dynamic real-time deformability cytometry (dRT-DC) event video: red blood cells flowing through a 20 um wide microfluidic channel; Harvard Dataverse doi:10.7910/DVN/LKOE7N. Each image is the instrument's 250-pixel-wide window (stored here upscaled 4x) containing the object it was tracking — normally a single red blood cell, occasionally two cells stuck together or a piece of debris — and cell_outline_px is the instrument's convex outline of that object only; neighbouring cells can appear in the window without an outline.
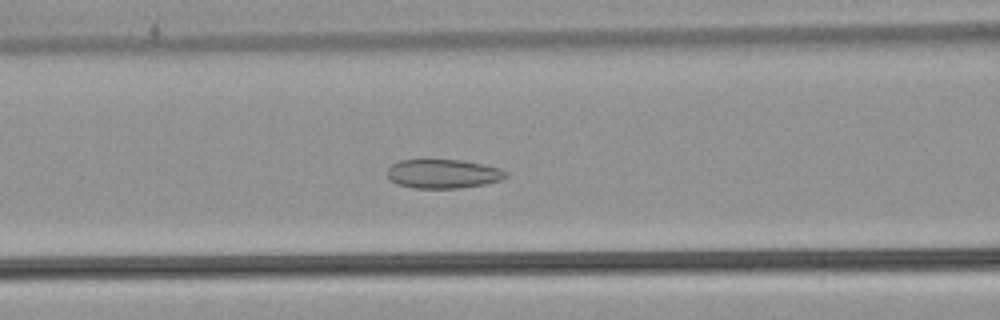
{"species": "common noctule bat (a hibernating species)", "species_latin": "Nyctalus noctula", "temperature_condition": "warm", "stored_images_in_passage": 54, "camera_frame_rate_fps": 3000, "um_per_image_px": 0.085, "animal": {"sex": "male", "body_mass_g": 21.5, "forearm_length_mm": 52.0}, "frame": {"image": 1, "passage_image": 23, "time_ms": 7.333, "image_size_px": [1000, 320], "cell_outline_px": [[508, 176], [500, 180], [484, 184], [460, 188], [412, 188], [396, 184], [388, 180], [388, 168], [392, 164], [400, 160], [460, 160], [484, 164], [500, 168], [508, 172]], "centroid_in_image_um": [37.66, 14.78], "position_along_channel_um": 128.9, "area_um2": 20.17}}
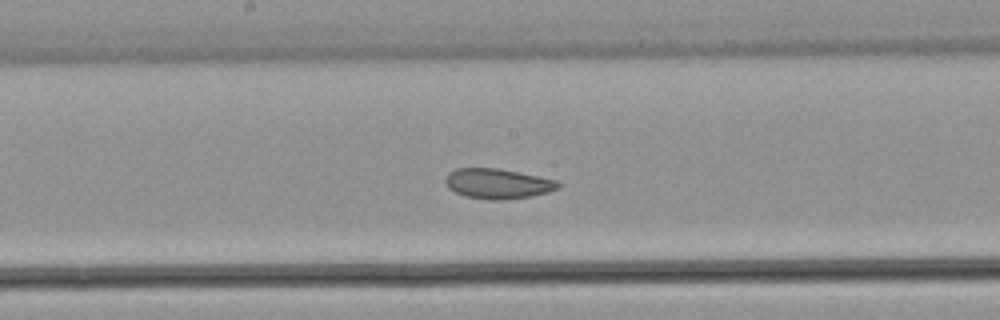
{"frame": {"image": 2, "passage_image": 29, "time_ms": 9.333, "image_size_px": [1000, 320], "cell_outline_px": [[560, 188], [548, 192], [528, 196], [500, 200], [496, 200], [464, 196], [448, 188], [444, 180], [448, 172], [456, 168], [496, 168], [556, 180], [560, 184]], "centroid_in_image_um": [42.26, 15.6], "position_along_channel_um": 205.9, "area_um2": 19.48}}
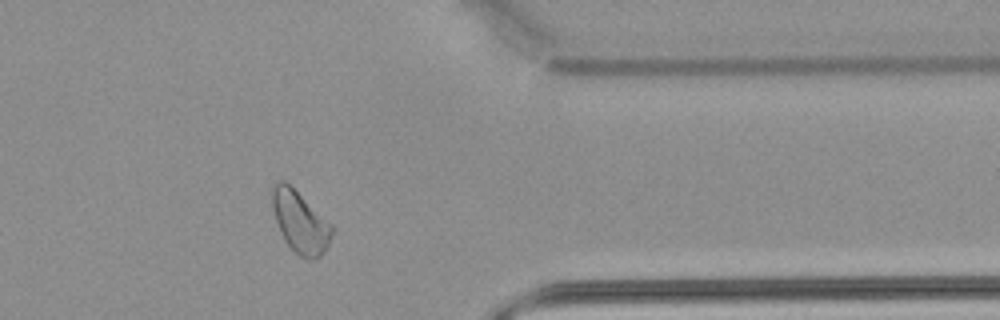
{"frame": {"image": 3, "passage_image": 44, "time_ms": 14.333, "image_size_px": [1000, 320], "cell_outline_px": [[332, 232], [328, 244], [324, 252], [316, 260], [308, 260], [300, 256], [284, 240], [280, 232], [272, 208], [268, 192], [272, 184], [276, 180], [284, 180], [332, 224]], "centroid_in_image_um": [25.45, 18.83], "position_along_channel_um": 385.9, "area_um2": 21.62}, "authors_computed_cell_mechanics": {"area_um2": 22.1663, "velocity_mm_per_s": 3.8478, "shape_relaxation_time_tau1_ms": null, "shape_relaxation_time_tau2_ms": 2.3851, "deformation_change_tau1": null, "deformation_change_tau2": 0.0838}}